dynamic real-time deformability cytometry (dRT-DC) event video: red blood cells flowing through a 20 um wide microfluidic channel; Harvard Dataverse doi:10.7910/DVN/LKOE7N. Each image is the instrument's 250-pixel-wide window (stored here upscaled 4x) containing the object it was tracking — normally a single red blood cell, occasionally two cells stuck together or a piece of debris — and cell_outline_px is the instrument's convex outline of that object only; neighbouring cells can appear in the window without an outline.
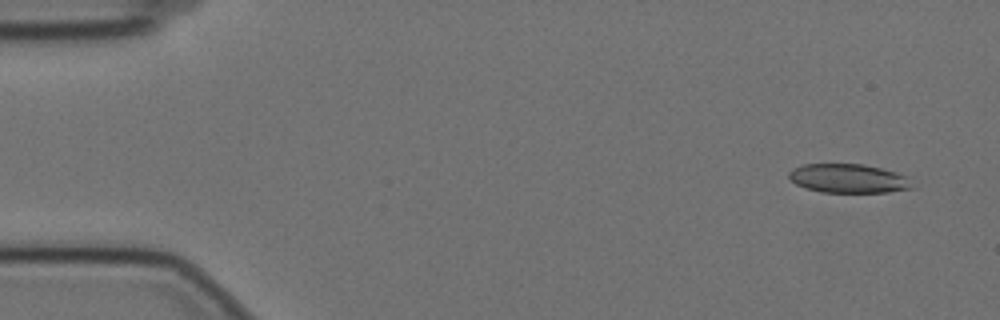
{"species": "Egyptian fruit bat (a non-hibernating species)", "species_latin": "Rousettus aegyptiacus", "temperature_condition": "cold", "stored_images_in_passage": 57, "camera_frame_rate_fps": 3000, "um_per_image_px": 0.085, "animal": {"sex": "female"}, "frame": {"image": 1, "passage_image": 3, "time_ms": 0.667, "image_size_px": [1000, 320], "cell_outline_px": [[916, 188], [888, 192], [820, 192], [804, 188], [796, 184], [788, 176], [788, 172], [792, 168], [804, 164], [864, 164], [896, 172], [904, 176]], "centroid_in_image_um": [72.09, 15.17], "position_along_channel_um": 12.9, "area_um2": 20.81}}
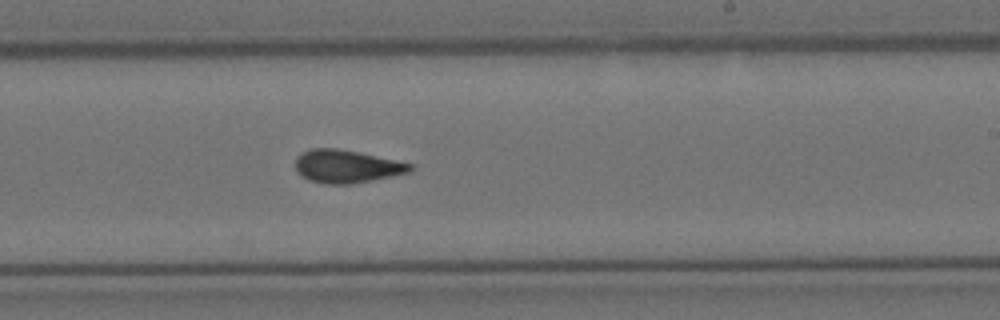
{"frame": {"image": 2, "passage_image": 34, "time_ms": 11.0, "image_size_px": [1000, 320], "cell_outline_px": [[412, 172], [352, 184], [324, 184], [308, 180], [300, 176], [296, 172], [296, 156], [312, 148], [336, 148], [360, 152], [412, 164]], "centroid_in_image_um": [29.44, 14.15], "position_along_channel_um": 259.6, "area_um2": 22.14}}
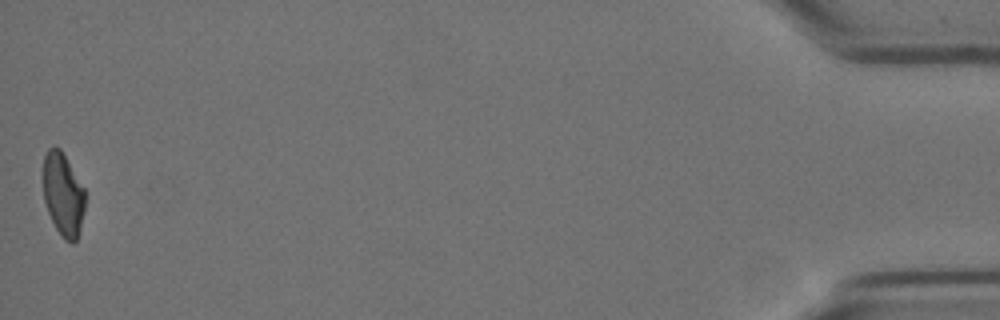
{"frame": {"image": 3, "passage_image": 57, "time_ms": 18.667, "image_size_px": [1000, 320], "cell_outline_px": [[84, 208], [80, 228], [76, 240], [72, 244], [64, 240], [56, 228], [48, 212], [44, 200], [44, 156], [48, 148], [60, 148], [84, 188]], "centroid_in_image_um": [5.36, 16.55], "position_along_channel_um": 429.8, "area_um2": 19.88}, "authors_computed_cell_mechanics": {"area_um2": 22.0218, "velocity_mm_per_s": 3.4824, "shape_relaxation_time_tau1_ms": 9.5377, "shape_relaxation_time_tau2_ms": 2.3752, "deformation_change_tau1": 0.1953, "deformation_change_tau2": 0.0972}}